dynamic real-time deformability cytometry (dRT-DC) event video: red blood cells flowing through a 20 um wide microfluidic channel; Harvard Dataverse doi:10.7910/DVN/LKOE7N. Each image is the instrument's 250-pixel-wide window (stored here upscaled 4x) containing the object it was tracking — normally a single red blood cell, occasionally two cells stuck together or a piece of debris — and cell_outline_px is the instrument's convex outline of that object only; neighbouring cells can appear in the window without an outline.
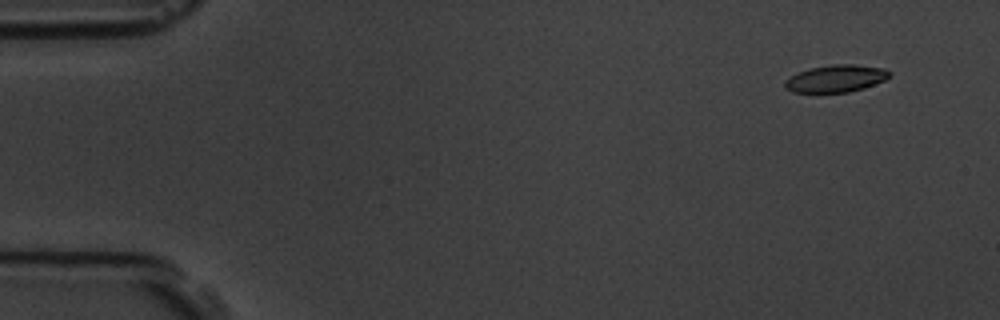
{"species": "common noctule bat (a hibernating species)", "species_latin": "Nyctalus noctula", "temperature_condition": "room temperature", "stored_images_in_passage": 7, "camera_frame_rate_fps": 3000, "um_per_image_px": 0.085, "animal": {"sex": "male", "body_mass_g": 19.5, "forearm_length_mm": 54.6}, "frame": {"image": 1, "passage_image": 2, "time_ms": 1.0, "image_size_px": [1000, 320], "cell_outline_px": [[892, 72], [884, 80], [864, 88], [848, 92], [792, 92], [784, 88], [784, 80], [796, 72], [812, 68], [832, 64], [852, 64], [884, 68]], "centroid_in_image_um": [71.01, 6.67], "position_along_channel_um": 14.0, "area_um2": 16.59}}
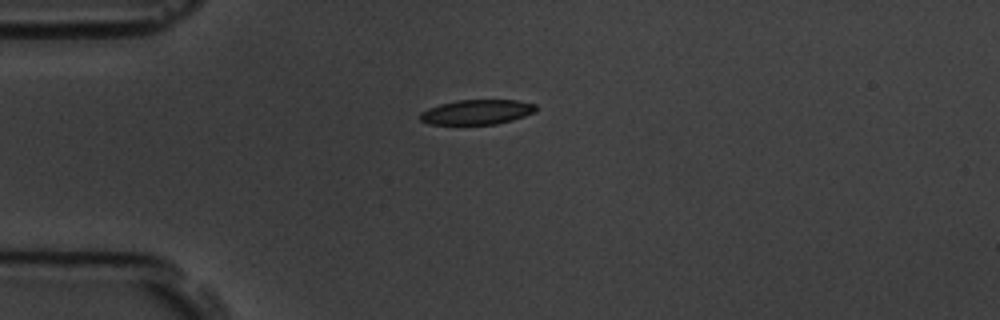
{"frame": {"image": 2, "passage_image": 5, "time_ms": 4.333, "image_size_px": [1000, 320], "cell_outline_px": [[536, 112], [512, 120], [496, 124], [428, 124], [420, 120], [420, 112], [428, 108], [440, 104], [456, 100], [520, 100], [536, 104]], "centroid_in_image_um": [40.54, 9.52], "position_along_channel_um": 44.5, "area_um2": 16.82}}
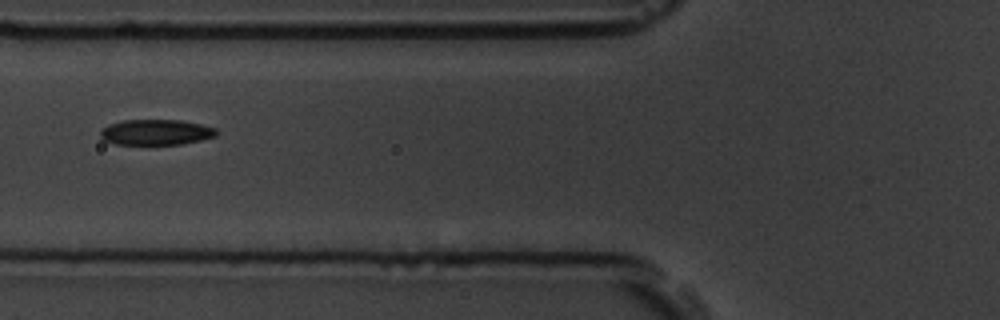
{"frame": {"image": 3, "passage_image": 7, "time_ms": 6.667, "image_size_px": [1000, 320], "cell_outline_px": [[216, 136], [200, 140], [180, 144], [116, 144], [104, 140], [100, 136], [100, 132], [108, 124], [124, 120], [180, 120], [200, 124], [216, 128]], "centroid_in_image_um": [13.25, 11.23], "position_along_channel_um": 112.6, "area_um2": 17.11}}